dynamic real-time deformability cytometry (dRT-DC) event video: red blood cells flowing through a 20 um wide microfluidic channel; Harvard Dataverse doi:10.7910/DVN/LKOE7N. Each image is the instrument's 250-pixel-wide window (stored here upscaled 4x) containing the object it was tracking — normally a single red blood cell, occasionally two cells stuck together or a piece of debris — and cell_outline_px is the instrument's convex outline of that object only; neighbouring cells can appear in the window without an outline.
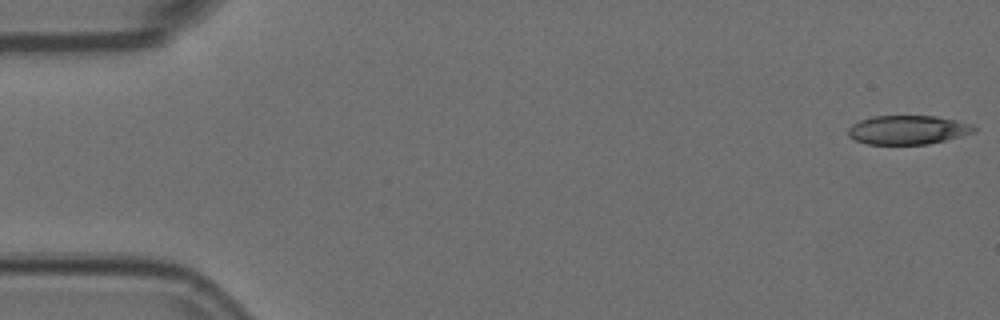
{"species": "Egyptian fruit bat (a non-hibernating species)", "species_latin": "Rousettus aegyptiacus", "temperature_condition": "room temperature", "stored_images_in_passage": 3, "camera_frame_rate_fps": 3000, "um_per_image_px": 0.085, "animal": {"sex": "female"}, "frame": {"image": 1, "passage_image": 1, "time_ms": 0.0, "image_size_px": [1000, 320], "cell_outline_px": [[976, 132], [928, 144], [868, 144], [856, 140], [848, 136], [848, 128], [852, 124], [860, 120], [872, 116], [936, 116], [956, 120], [972, 124], [976, 128]], "centroid_in_image_um": [77.16, 11.03], "position_along_channel_um": 7.8, "area_um2": 21.21}}